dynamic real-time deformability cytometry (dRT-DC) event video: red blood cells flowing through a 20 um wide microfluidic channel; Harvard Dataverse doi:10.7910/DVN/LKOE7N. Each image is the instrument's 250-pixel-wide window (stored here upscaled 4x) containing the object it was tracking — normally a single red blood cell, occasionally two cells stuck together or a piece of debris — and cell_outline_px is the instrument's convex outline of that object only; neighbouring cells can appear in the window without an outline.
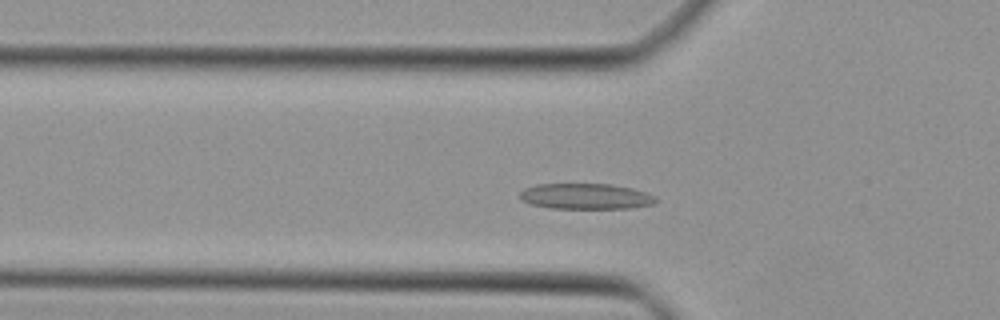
{"species": "Egyptian fruit bat (a non-hibernating species)", "species_latin": "Rousettus aegyptiacus", "temperature_condition": "cold", "stored_images_in_passage": 39, "camera_frame_rate_fps": 3000, "um_per_image_px": 0.085, "animal": {"sex": "female"}, "frame": {"image": 1, "passage_image": 8, "time_ms": 2.333, "image_size_px": [1000, 320], "cell_outline_px": [[656, 200], [652, 204], [632, 208], [548, 208], [532, 204], [520, 200], [520, 192], [524, 188], [536, 184], [612, 184], [632, 188], [656, 196]], "centroid_in_image_um": [49.76, 16.68], "position_along_channel_um": 76.0, "area_um2": 20.35}}
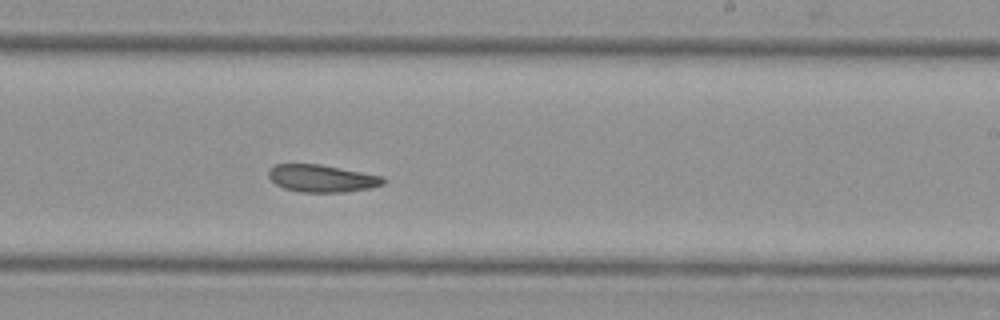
{"frame": {"image": 2, "passage_image": 21, "time_ms": 6.667, "image_size_px": [1000, 320], "cell_outline_px": [[388, 180], [384, 184], [372, 188], [344, 192], [300, 192], [284, 188], [276, 184], [268, 176], [268, 172], [276, 164], [320, 164], [384, 176]], "centroid_in_image_um": [27.42, 15.17], "position_along_channel_um": 261.6, "area_um2": 18.38}}
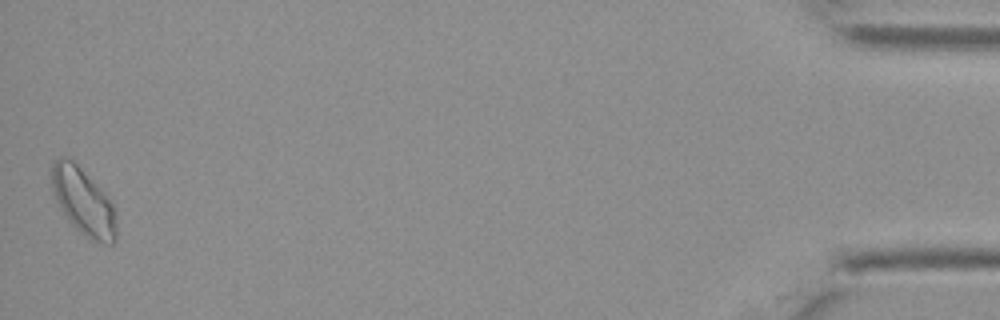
{"frame": {"image": 3, "passage_image": 39, "time_ms": 12.667, "image_size_px": [1000, 320], "cell_outline_px": [[116, 240], [112, 244], [104, 244], [92, 240], [80, 232], [68, 220], [56, 200], [52, 192], [52, 164], [60, 156], [72, 156], [104, 192], [112, 204], [116, 212]], "centroid_in_image_um": [7.09, 17.09], "position_along_channel_um": 428.1, "area_um2": 25.55}}